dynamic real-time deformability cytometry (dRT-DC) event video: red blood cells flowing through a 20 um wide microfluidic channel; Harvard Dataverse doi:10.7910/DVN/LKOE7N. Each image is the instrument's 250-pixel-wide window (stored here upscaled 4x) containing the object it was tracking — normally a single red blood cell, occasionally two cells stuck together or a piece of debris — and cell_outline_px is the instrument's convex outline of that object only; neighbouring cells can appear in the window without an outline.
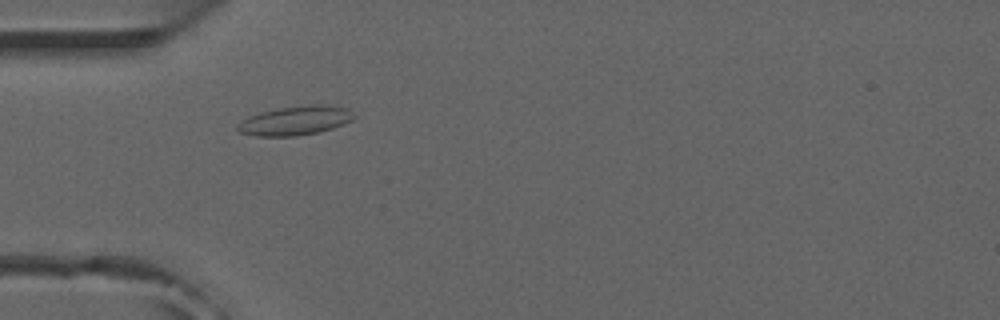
{"species": "common noctule bat (a hibernating species)", "species_latin": "Nyctalus noctula", "temperature_condition": "room temperature", "stored_images_in_passage": 41, "camera_frame_rate_fps": 3000, "um_per_image_px": 0.085, "animal": {"sex": "male", "forearm_length_mm": 52.5}, "frame": {"image": 1, "passage_image": 15, "time_ms": 4.667, "image_size_px": [1000, 320], "cell_outline_px": [[356, 116], [352, 120], [344, 124], [332, 128], [316, 132], [296, 136], [256, 136], [240, 132], [236, 128], [236, 124], [248, 116], [260, 112], [280, 108], [308, 104], [328, 104], [348, 108]], "centroid_in_image_um": [25.11, 10.23], "position_along_channel_um": 59.9, "area_um2": 19.88}}
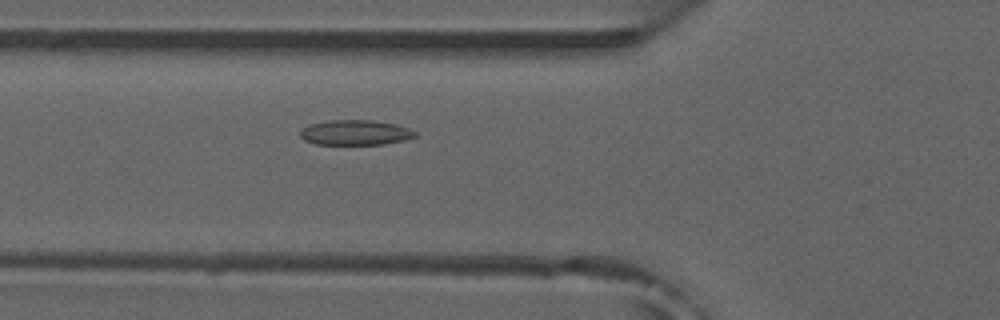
{"frame": {"image": 2, "passage_image": 18, "time_ms": 5.667, "image_size_px": [1000, 320], "cell_outline_px": [[416, 136], [404, 140], [384, 144], [316, 144], [304, 140], [300, 136], [300, 132], [304, 128], [312, 124], [328, 120], [372, 120], [396, 124], [408, 128], [416, 132]], "centroid_in_image_um": [30.21, 11.26], "position_along_channel_um": 95.6, "area_um2": 16.65}}
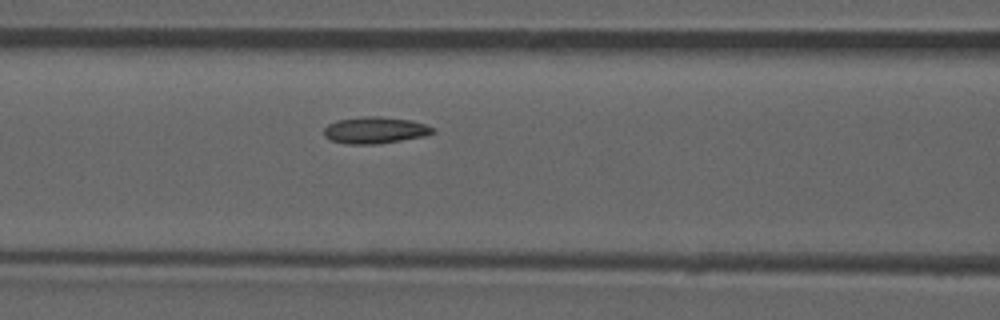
{"frame": {"image": 3, "passage_image": 21, "time_ms": 6.667, "image_size_px": [1000, 320], "cell_outline_px": [[436, 132], [424, 136], [376, 144], [344, 144], [328, 140], [324, 136], [324, 128], [328, 124], [336, 120], [364, 116], [380, 116], [412, 120], [436, 128]], "centroid_in_image_um": [31.86, 11.06], "position_along_channel_um": 134.7, "area_um2": 17.11}, "authors_computed_cell_mechanics": {"area_um2": 16.5308, "velocity_mm_per_s": 3.8849, "shape_relaxation_time_tau1_ms": 10.7134, "shape_relaxation_time_tau2_ms": 3.7376, "deformation_change_tau1": 0.1366, "deformation_change_tau2": 0.0796}}